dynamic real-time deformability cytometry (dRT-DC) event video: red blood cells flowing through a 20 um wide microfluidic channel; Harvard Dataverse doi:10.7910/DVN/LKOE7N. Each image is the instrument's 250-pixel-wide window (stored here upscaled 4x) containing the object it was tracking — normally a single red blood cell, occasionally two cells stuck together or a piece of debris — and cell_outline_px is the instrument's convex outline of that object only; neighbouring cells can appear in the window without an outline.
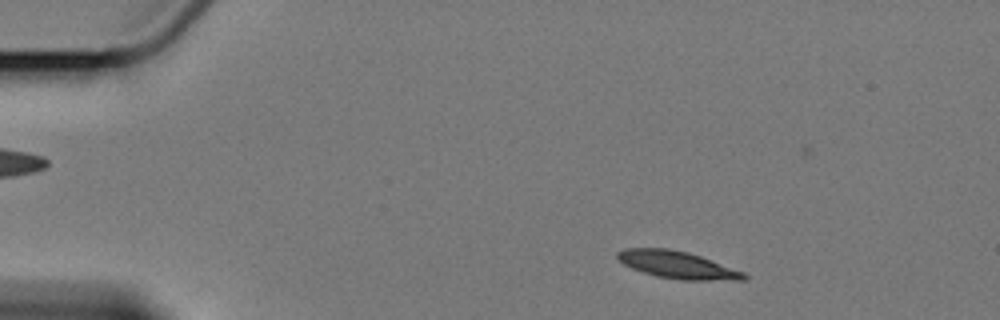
{"species": "Egyptian fruit bat (a non-hibernating species)", "species_latin": "Rousettus aegyptiacus", "temperature_condition": "cold", "stored_images_in_passage": 3, "camera_frame_rate_fps": 3000, "um_per_image_px": 0.085, "animal": {"sex": "female"}, "frame": {"image": 1, "passage_image": 1, "time_ms": 0.0, "image_size_px": [1000, 320], "cell_outline_px": [[748, 280], [680, 280], [656, 276], [632, 268], [624, 264], [616, 256], [616, 252], [624, 248], [668, 248], [688, 252], [700, 256], [744, 272], [748, 276]], "centroid_in_image_um": [57.58, 22.51], "position_along_channel_um": 27.4, "area_um2": 20.06}}